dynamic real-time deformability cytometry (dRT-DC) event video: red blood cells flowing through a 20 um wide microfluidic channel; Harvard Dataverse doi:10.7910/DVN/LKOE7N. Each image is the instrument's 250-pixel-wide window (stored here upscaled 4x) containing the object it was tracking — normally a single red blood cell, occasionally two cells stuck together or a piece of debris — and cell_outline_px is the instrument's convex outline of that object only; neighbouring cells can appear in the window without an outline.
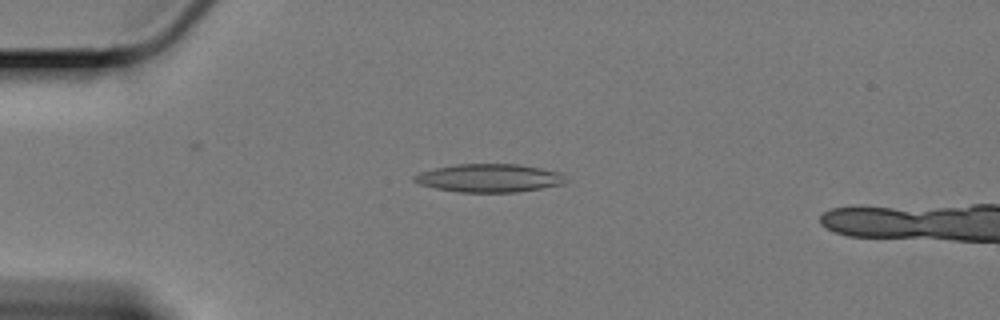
{"species": "Egyptian fruit bat (a non-hibernating species)", "species_latin": "Rousettus aegyptiacus", "temperature_condition": "cold", "stored_images_in_passage": 15, "camera_frame_rate_fps": 3000, "um_per_image_px": 0.085, "animal": {"sex": "female"}, "frame": {"image": 1, "passage_image": 2, "time_ms": 0.333, "image_size_px": [1000, 320], "cell_outline_px": [[568, 180], [564, 184], [516, 192], [460, 192], [436, 188], [420, 184], [412, 180], [412, 176], [420, 172], [436, 168], [456, 164], [516, 164], [540, 168], [560, 172]], "centroid_in_image_um": [41.59, 15.13], "position_along_channel_um": 43.4, "area_um2": 24.8}}
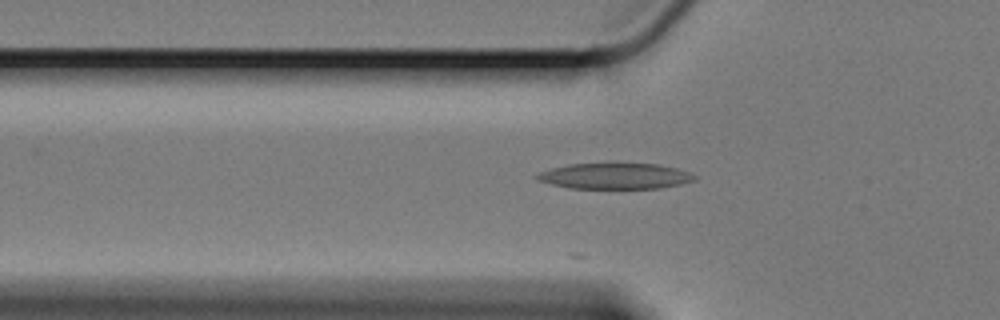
{"frame": {"image": 2, "passage_image": 7, "time_ms": 2.0, "image_size_px": [1000, 320], "cell_outline_px": [[696, 180], [680, 184], [660, 188], [568, 188], [552, 184], [540, 180], [536, 176], [540, 172], [552, 168], [568, 164], [660, 164], [676, 168], [688, 172], [696, 176]], "centroid_in_image_um": [52.31, 14.97], "position_along_channel_um": 73.5, "area_um2": 23.35}}